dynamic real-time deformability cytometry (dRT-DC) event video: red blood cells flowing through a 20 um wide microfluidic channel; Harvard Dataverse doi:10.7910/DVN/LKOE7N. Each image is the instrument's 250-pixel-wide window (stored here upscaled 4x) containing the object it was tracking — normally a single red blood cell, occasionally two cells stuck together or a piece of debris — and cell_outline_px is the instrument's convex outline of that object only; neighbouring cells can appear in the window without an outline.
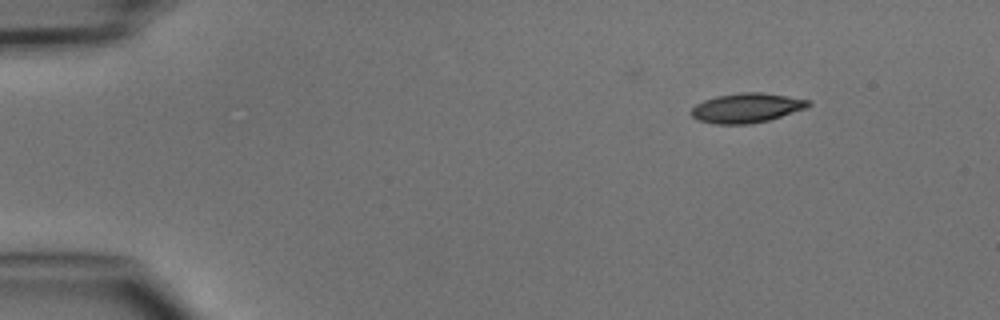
{"species": "common noctule bat (a hibernating species)", "species_latin": "Nyctalus noctula", "temperature_condition": "cold", "stored_images_in_passage": 5, "camera_frame_rate_fps": 3000, "um_per_image_px": 0.085, "animal": {"sex": "male", "body_mass_g": 15.6}, "frame": {"image": 1, "passage_image": 1, "time_ms": 0.0, "image_size_px": [1000, 320], "cell_outline_px": [[812, 104], [808, 108], [768, 120], [748, 124], [716, 124], [696, 120], [688, 112], [696, 104], [704, 100], [716, 96], [740, 92], [760, 92], [808, 100]], "centroid_in_image_um": [63.42, 9.18], "position_along_channel_um": 21.6, "area_um2": 20.17}}
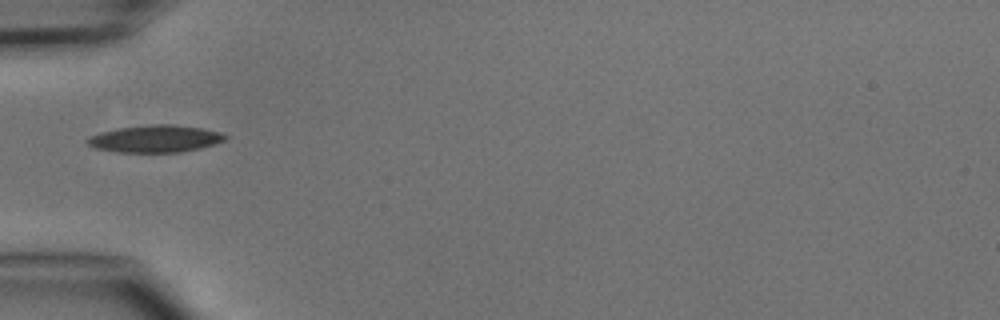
{"frame": {"image": 2, "passage_image": 4, "time_ms": 3.333, "image_size_px": [1000, 320], "cell_outline_px": [[228, 136], [224, 140], [216, 144], [200, 148], [180, 152], [116, 152], [96, 148], [88, 144], [84, 140], [88, 136], [100, 132], [120, 128], [148, 124], [172, 124], [204, 128], [220, 132]], "centroid_in_image_um": [13.19, 11.79], "position_along_channel_um": 71.8, "area_um2": 21.96}}